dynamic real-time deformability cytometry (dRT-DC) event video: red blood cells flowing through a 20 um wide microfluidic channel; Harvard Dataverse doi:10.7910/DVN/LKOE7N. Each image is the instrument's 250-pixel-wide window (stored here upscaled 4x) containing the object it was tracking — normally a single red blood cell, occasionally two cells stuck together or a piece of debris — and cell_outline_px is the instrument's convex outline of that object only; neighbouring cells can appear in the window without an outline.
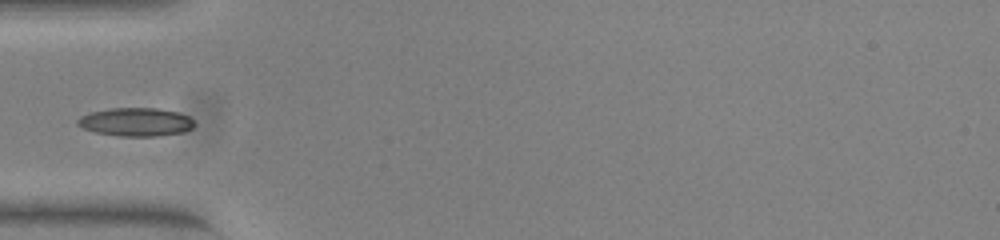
{"species": "common noctule bat (a hibernating species)", "species_latin": "Nyctalus noctula", "temperature_condition": "warm", "stored_images_in_passage": 30, "camera_frame_rate_fps": 3000, "um_per_image_px": 0.085, "animal": {"sex": "female", "body_mass_g": 23.0, "forearm_length_mm": 53.4}, "frame": {"image": 1, "passage_image": 1, "time_ms": 0.0, "image_size_px": [1000, 240], "cell_outline_px": [[196, 124], [192, 128], [180, 132], [156, 136], [120, 136], [96, 132], [84, 128], [76, 124], [76, 120], [80, 116], [88, 112], [112, 108], [156, 108], [176, 112], [188, 116]], "centroid_in_image_um": [11.51, 10.36], "position_along_channel_um": 73.5, "area_um2": 19.19}}
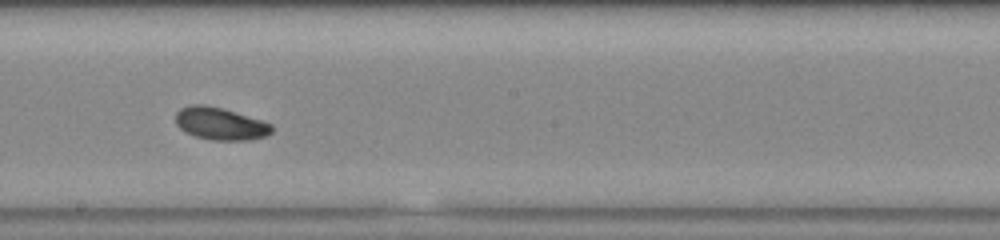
{"frame": {"image": 2, "passage_image": 13, "time_ms": 4.0, "image_size_px": [1000, 240], "cell_outline_px": [[272, 132], [264, 136], [248, 140], [212, 140], [196, 136], [184, 132], [176, 124], [176, 112], [180, 108], [192, 104], [204, 104], [220, 108], [260, 120], [272, 124]], "centroid_in_image_um": [18.68, 10.51], "position_along_channel_um": 229.5, "area_um2": 17.92}}
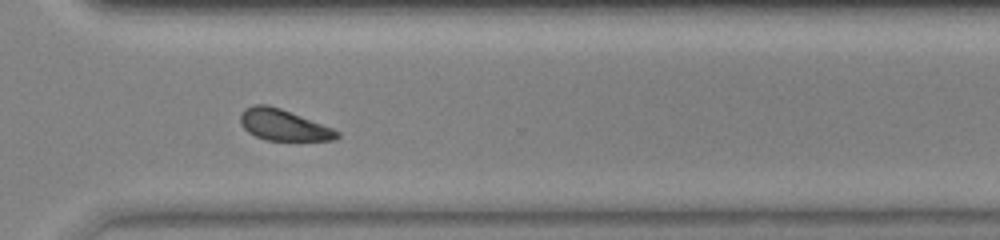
{"frame": {"image": 3, "passage_image": 22, "time_ms": 7.0, "image_size_px": [1000, 240], "cell_outline_px": [[340, 136], [336, 140], [268, 140], [256, 136], [248, 132], [240, 124], [240, 116], [244, 108], [252, 104], [268, 104], [280, 108], [332, 128], [340, 132]], "centroid_in_image_um": [24.07, 10.61], "position_along_channel_um": 346.5, "area_um2": 17.46}}